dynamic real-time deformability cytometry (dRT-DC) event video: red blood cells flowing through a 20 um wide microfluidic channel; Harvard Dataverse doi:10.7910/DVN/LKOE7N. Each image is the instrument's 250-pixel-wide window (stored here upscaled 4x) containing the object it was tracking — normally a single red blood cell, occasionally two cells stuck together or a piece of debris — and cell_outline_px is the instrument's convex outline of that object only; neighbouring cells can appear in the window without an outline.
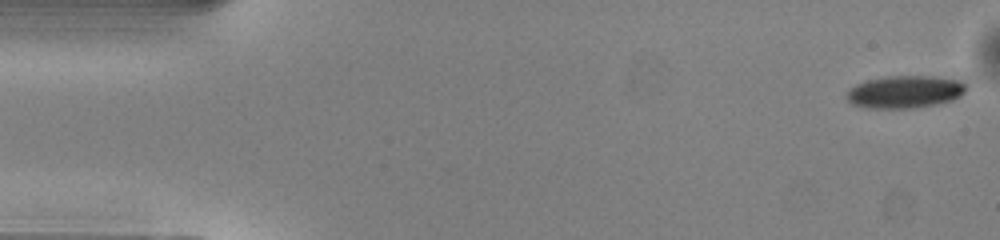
{"species": "common noctule bat (a hibernating species)", "species_latin": "Nyctalus noctula", "temperature_condition": "warm", "stored_images_in_passage": 50, "camera_frame_rate_fps": 3000, "um_per_image_px": 0.085, "animal": {"sex": "male", "body_mass_g": 13.0, "forearm_length_mm": 53.1}, "frame": {"image": 1, "passage_image": 1, "time_ms": 0.0, "image_size_px": [1000, 240], "cell_outline_px": [[968, 88], [960, 96], [952, 100], [936, 104], [916, 108], [868, 108], [852, 104], [848, 100], [848, 92], [856, 84], [868, 80], [888, 76], [932, 76], [964, 80], [968, 84]], "centroid_in_image_um": [77.0, 7.8], "position_along_channel_um": 8.0, "area_um2": 22.72}}
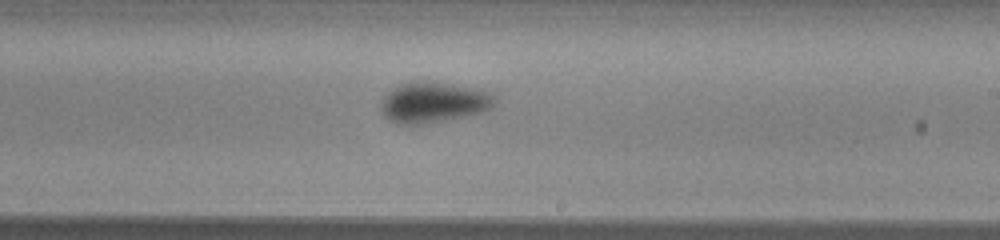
{"frame": {"image": 2, "passage_image": 29, "time_ms": 9.333, "image_size_px": [1000, 240], "cell_outline_px": [[496, 100], [492, 108], [480, 112], [444, 120], [420, 124], [404, 124], [392, 120], [384, 116], [380, 108], [380, 104], [384, 96], [392, 88], [408, 80], [424, 80], [480, 88], [492, 92], [496, 96]], "centroid_in_image_um": [36.86, 8.65], "position_along_channel_um": 252.1, "area_um2": 27.17}}
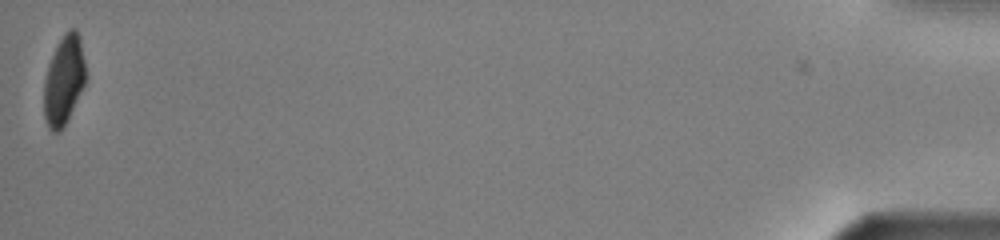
{"frame": {"image": 3, "passage_image": 50, "time_ms": 16.333, "image_size_px": [1000, 240], "cell_outline_px": [[84, 84], [64, 128], [60, 132], [52, 132], [48, 128], [44, 116], [44, 80], [48, 64], [56, 44], [64, 32], [68, 28], [76, 28], [80, 40], [84, 60]], "centroid_in_image_um": [5.39, 6.82], "position_along_channel_um": 429.8, "area_um2": 21.68}, "authors_computed_cell_mechanics": {"area_um2": 24.4205, "velocity_mm_per_s": 4.0299, "shape_relaxation_time_tau1_ms": 2.7588, "shape_relaxation_time_tau2_ms": 7.082, "deformation_change_tau1": 0.1138, "deformation_change_tau2": 0.0797}}